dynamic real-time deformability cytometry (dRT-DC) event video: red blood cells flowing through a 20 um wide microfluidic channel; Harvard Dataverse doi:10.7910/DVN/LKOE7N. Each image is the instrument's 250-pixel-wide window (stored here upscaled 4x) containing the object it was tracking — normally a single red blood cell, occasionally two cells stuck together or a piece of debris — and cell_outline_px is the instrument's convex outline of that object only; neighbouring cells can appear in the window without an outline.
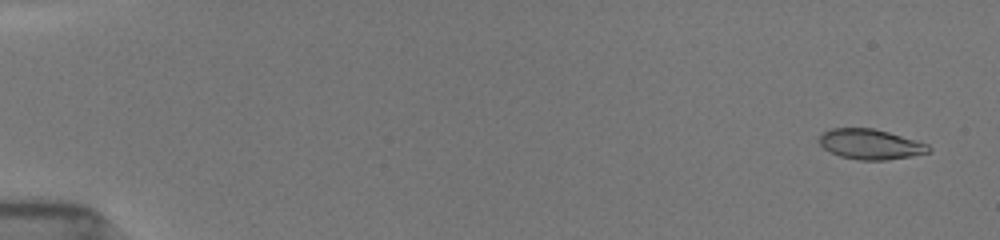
{"species": "common noctule bat (a hibernating species)", "species_latin": "Nyctalus noctula", "temperature_condition": "room temperature", "stored_images_in_passage": 54, "camera_frame_rate_fps": 3000, "um_per_image_px": 0.085, "animal": {"sex": "female", "body_mass_g": 19.5, "forearm_length_mm": 54.1}, "frame": {"image": 1, "passage_image": 3, "time_ms": 0.667, "image_size_px": [1000, 240], "cell_outline_px": [[932, 152], [912, 156], [884, 160], [860, 160], [840, 156], [824, 148], [820, 144], [820, 132], [828, 128], [872, 128], [888, 132], [916, 140], [928, 144], [932, 148]], "centroid_in_image_um": [74.0, 12.25], "position_along_channel_um": 11.0, "area_um2": 19.31}}
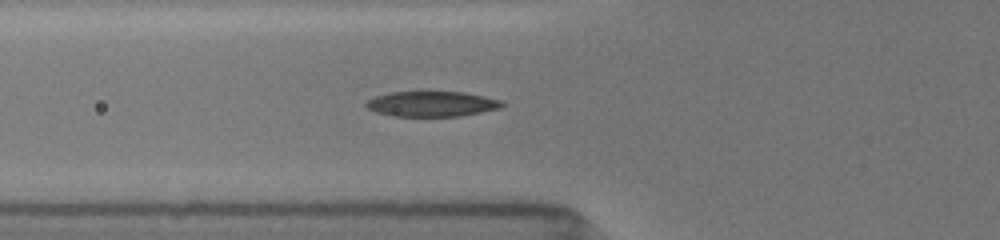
{"frame": {"image": 2, "passage_image": 21, "time_ms": 6.667, "image_size_px": [1000, 240], "cell_outline_px": [[504, 104], [500, 108], [460, 116], [392, 116], [376, 112], [368, 108], [364, 104], [368, 100], [376, 96], [388, 92], [464, 92], [484, 96], [500, 100]], "centroid_in_image_um": [36.68, 8.83], "position_along_channel_um": 89.1, "area_um2": 19.88}}
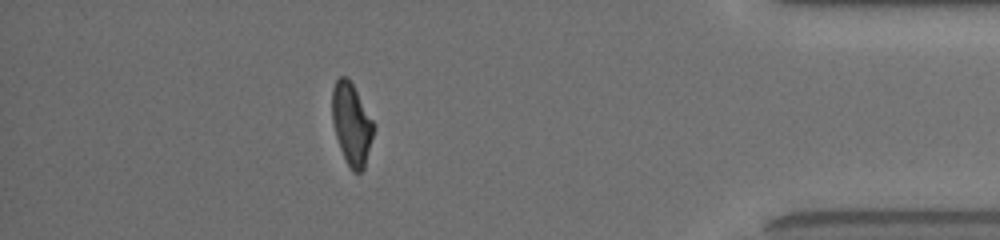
{"frame": {"image": 3, "passage_image": 48, "time_ms": 15.667, "image_size_px": [1000, 240], "cell_outline_px": [[376, 128], [364, 168], [360, 172], [352, 172], [340, 148], [336, 136], [332, 120], [332, 88], [336, 80], [340, 76], [344, 76], [352, 84], [376, 124]], "centroid_in_image_um": [29.91, 10.55], "position_along_channel_um": 405.3, "area_um2": 19.83}, "authors_computed_cell_mechanics": {"area_um2": 20.4612, "velocity_mm_per_s": 3.9201, "shape_relaxation_time_tau1_ms": 5.0433, "shape_relaxation_time_tau2_ms": 1.9826, "deformation_change_tau1": 0.2085, "deformation_change_tau2": 0.0832}}